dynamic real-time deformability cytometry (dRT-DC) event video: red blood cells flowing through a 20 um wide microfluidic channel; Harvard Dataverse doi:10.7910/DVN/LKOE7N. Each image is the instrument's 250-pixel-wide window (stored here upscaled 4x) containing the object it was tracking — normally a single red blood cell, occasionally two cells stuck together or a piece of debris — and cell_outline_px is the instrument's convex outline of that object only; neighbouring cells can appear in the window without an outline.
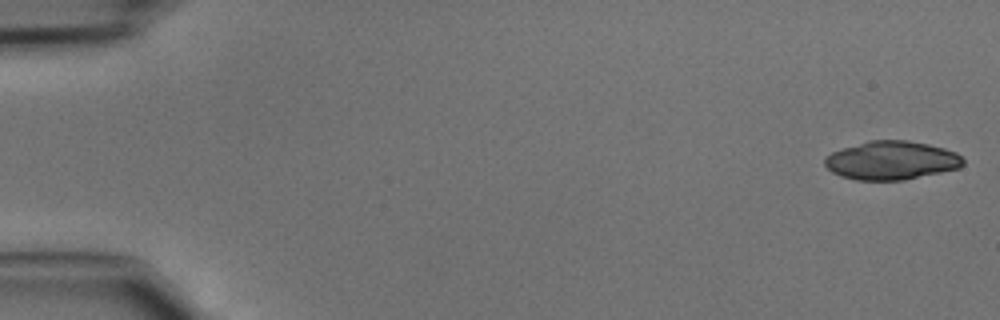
{"species": "common noctule bat (a hibernating species)", "species_latin": "Nyctalus noctula", "temperature_condition": "cold", "stored_images_in_passage": 45, "camera_frame_rate_fps": 3000, "um_per_image_px": 0.085, "animal": {"sex": "male", "body_mass_g": 15.6}, "frame": {"image": 1, "passage_image": 1, "time_ms": 0.0, "image_size_px": [1000, 320], "cell_outline_px": [[964, 164], [960, 168], [904, 180], [856, 180], [840, 176], [832, 172], [824, 164], [824, 156], [832, 152], [868, 140], [908, 140], [928, 144], [944, 148], [956, 152], [964, 160]], "centroid_in_image_um": [75.77, 13.63], "position_along_channel_um": 9.2, "area_um2": 31.21}}